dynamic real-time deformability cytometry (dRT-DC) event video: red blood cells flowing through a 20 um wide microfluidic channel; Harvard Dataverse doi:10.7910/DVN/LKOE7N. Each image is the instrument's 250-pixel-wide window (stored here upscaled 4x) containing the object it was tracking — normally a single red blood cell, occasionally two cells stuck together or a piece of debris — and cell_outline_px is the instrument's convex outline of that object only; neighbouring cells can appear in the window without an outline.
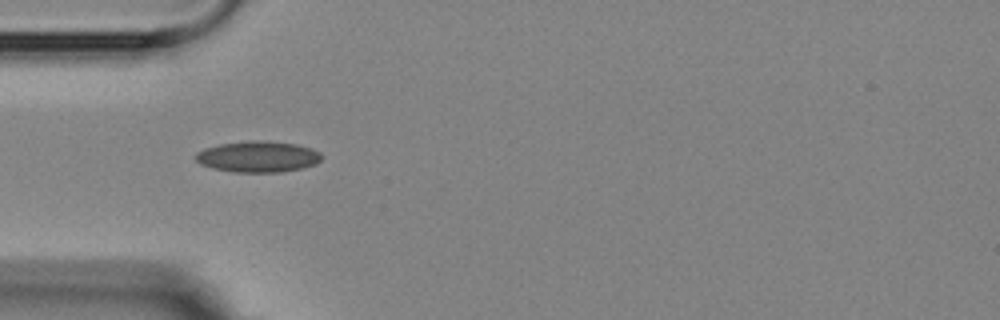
{"species": "Egyptian fruit bat (a non-hibernating species)", "species_latin": "Rousettus aegyptiacus", "temperature_condition": "room temperature", "stored_images_in_passage": 1, "camera_frame_rate_fps": 3000, "um_per_image_px": 0.085, "animal": {"sex": "female"}, "frame": {"image": 1, "passage_image": 1, "time_ms": 0.0, "image_size_px": [1000, 320], "cell_outline_px": [[324, 156], [316, 164], [300, 168], [280, 172], [232, 172], [212, 168], [200, 164], [196, 160], [196, 152], [204, 148], [220, 144], [248, 140], [268, 140], [296, 144], [312, 148], [320, 152]], "centroid_in_image_um": [21.93, 13.3], "position_along_channel_um": 63.1, "area_um2": 23.06}}